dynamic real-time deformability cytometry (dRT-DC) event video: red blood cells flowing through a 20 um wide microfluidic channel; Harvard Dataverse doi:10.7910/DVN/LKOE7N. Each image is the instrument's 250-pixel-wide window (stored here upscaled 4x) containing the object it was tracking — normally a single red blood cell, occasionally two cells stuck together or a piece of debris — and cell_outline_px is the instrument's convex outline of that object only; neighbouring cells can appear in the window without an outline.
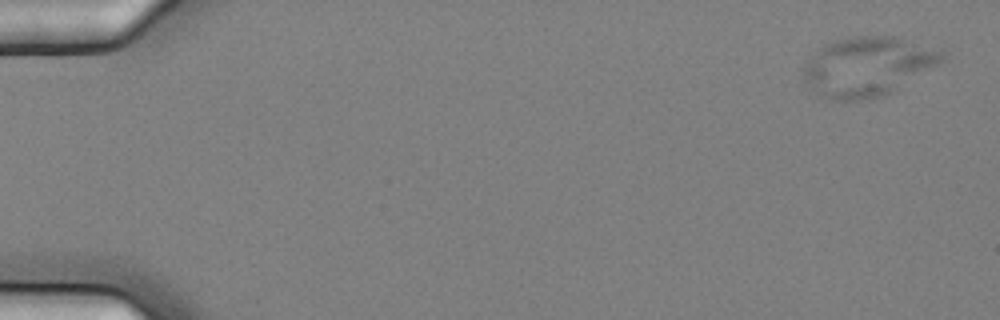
{"species": "common noctule bat (a hibernating species)", "species_latin": "Nyctalus noctula", "temperature_condition": "cold", "stored_images_in_passage": 7, "camera_frame_rate_fps": 3000, "um_per_image_px": 0.085, "animal": {"sex": "female", "body_mass_g": 25.1}, "frame": {"image": 1, "passage_image": 1, "time_ms": 0.0, "image_size_px": [1000, 320], "cell_outline_px": [[944, 60], [888, 92], [876, 96], [856, 100], [832, 100], [824, 96], [804, 80], [804, 64], [812, 52], [824, 44], [836, 40], [852, 36], [892, 36], [944, 48]], "centroid_in_image_um": [73.74, 5.58], "position_along_channel_um": 11.3, "area_um2": 47.05}}
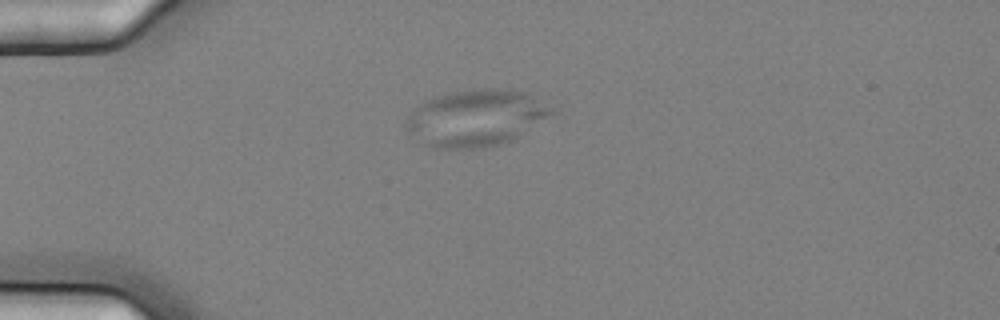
{"frame": {"image": 2, "passage_image": 5, "time_ms": 1.333, "image_size_px": [1000, 320], "cell_outline_px": [[560, 112], [512, 140], [500, 144], [484, 148], [436, 148], [416, 144], [404, 124], [408, 116], [424, 100], [432, 96], [448, 92], [484, 88], [508, 88], [524, 92], [556, 108]], "centroid_in_image_um": [40.47, 10.03], "position_along_channel_um": 44.5, "area_um2": 49.07}}
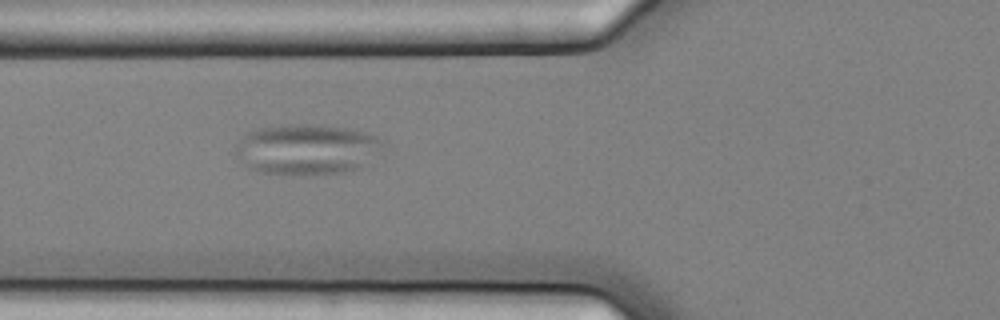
{"frame": {"image": 3, "passage_image": 7, "time_ms": 2.0, "image_size_px": [1000, 320], "cell_outline_px": [[384, 140], [356, 168], [344, 172], [256, 172], [248, 168], [236, 156], [236, 148], [240, 140], [248, 132], [256, 128], [288, 124], [312, 124], [348, 128], [364, 132]], "centroid_in_image_um": [25.93, 12.63], "position_along_channel_um": 99.9, "area_um2": 41.5}}